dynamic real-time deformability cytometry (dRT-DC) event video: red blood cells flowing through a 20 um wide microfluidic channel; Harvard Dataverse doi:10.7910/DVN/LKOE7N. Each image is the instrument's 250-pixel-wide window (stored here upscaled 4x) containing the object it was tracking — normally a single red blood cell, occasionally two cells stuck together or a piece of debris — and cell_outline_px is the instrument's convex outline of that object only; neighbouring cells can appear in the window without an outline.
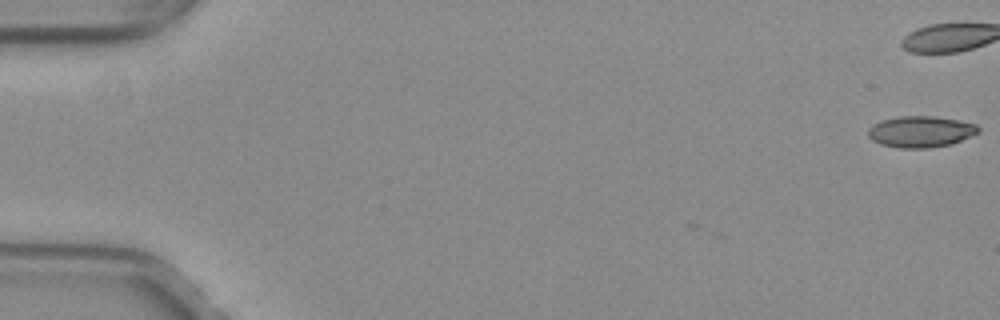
{"species": "common noctule bat (a hibernating species)", "species_latin": "Nyctalus noctula", "temperature_condition": "warm", "stored_images_in_passage": 9, "camera_frame_rate_fps": 3000, "um_per_image_px": 0.085, "animal": {"sex": "female", "body_mass_g": 29.2, "forearm_length_mm": 56.3}, "frame": {"image": 1, "passage_image": 9, "time_ms": 2.667, "image_size_px": [1000, 320], "cell_outline_px": [[980, 132], [952, 144], [928, 148], [900, 148], [880, 144], [872, 140], [868, 136], [868, 128], [880, 120], [900, 116], [936, 116], [976, 124], [980, 128]], "centroid_in_image_um": [78.25, 11.19], "position_along_channel_um": 6.7, "area_um2": 20.17}}